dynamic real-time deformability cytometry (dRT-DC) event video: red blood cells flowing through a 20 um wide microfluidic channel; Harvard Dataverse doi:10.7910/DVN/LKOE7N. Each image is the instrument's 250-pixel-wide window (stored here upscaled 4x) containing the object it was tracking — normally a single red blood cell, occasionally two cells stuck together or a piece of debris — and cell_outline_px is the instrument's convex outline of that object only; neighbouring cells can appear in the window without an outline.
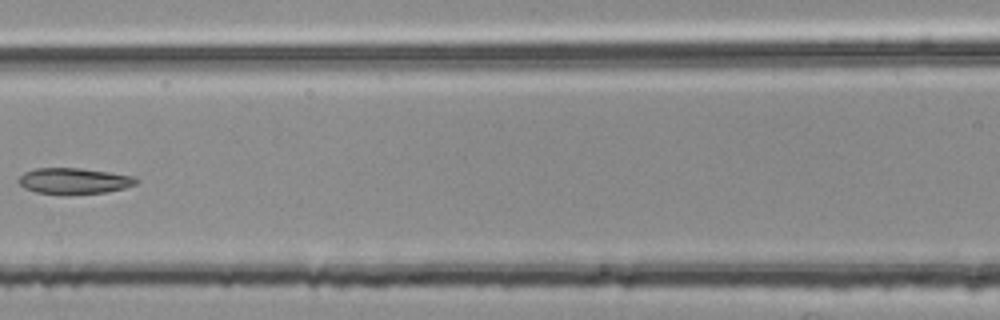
{"species": "common noctule bat (a hibernating species)", "species_latin": "Nyctalus noctula", "temperature_condition": "room temperature", "stored_images_in_passage": 6, "segment_of_instrument_passage": [2, 2], "camera_frame_rate_fps": 3000, "um_per_image_px": 0.085, "animal": {"sex": "female", "body_mass_g": 25.1}, "frame": {"image": 1, "passage_image": 6, "time_ms": 1.667, "image_size_px": [1000, 320], "cell_outline_px": [[140, 180], [136, 184], [124, 188], [104, 192], [36, 192], [24, 188], [16, 180], [24, 172], [36, 168], [80, 168], [136, 176]], "centroid_in_image_um": [6.31, 15.34], "position_along_channel_um": 160.3, "area_um2": 17.22}}